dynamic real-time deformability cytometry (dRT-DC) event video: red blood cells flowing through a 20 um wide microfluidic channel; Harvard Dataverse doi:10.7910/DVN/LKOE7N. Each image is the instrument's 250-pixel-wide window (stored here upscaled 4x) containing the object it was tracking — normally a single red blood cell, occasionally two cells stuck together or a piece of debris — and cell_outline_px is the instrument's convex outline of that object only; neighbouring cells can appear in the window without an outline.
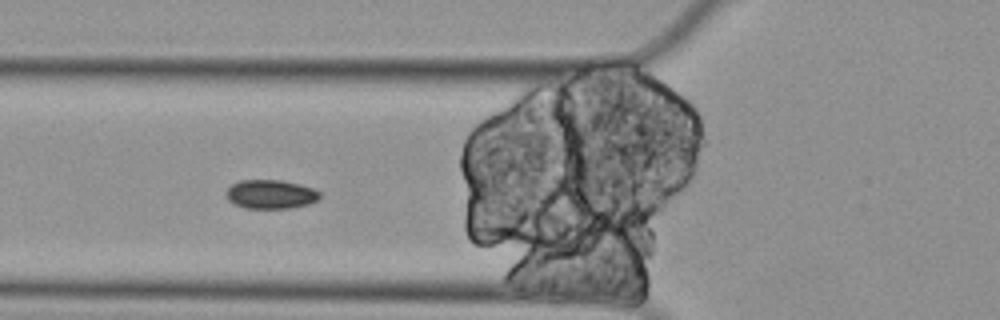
{"species": "Egyptian fruit bat (a non-hibernating species)", "species_latin": "Rousettus aegyptiacus", "temperature_condition": "cold", "stored_images_in_passage": 6, "camera_frame_rate_fps": 3000, "um_per_image_px": 0.085, "animal": {"sex": "female"}, "frame": {"image": 1, "passage_image": 6, "time_ms": 1.667, "image_size_px": [1000, 320], "cell_outline_px": [[320, 196], [316, 200], [308, 204], [292, 208], [244, 208], [228, 200], [224, 192], [232, 184], [240, 180], [280, 180], [300, 184], [312, 188], [320, 192]], "centroid_in_image_um": [22.98, 16.51], "position_along_channel_um": 102.8, "area_um2": 15.78}}